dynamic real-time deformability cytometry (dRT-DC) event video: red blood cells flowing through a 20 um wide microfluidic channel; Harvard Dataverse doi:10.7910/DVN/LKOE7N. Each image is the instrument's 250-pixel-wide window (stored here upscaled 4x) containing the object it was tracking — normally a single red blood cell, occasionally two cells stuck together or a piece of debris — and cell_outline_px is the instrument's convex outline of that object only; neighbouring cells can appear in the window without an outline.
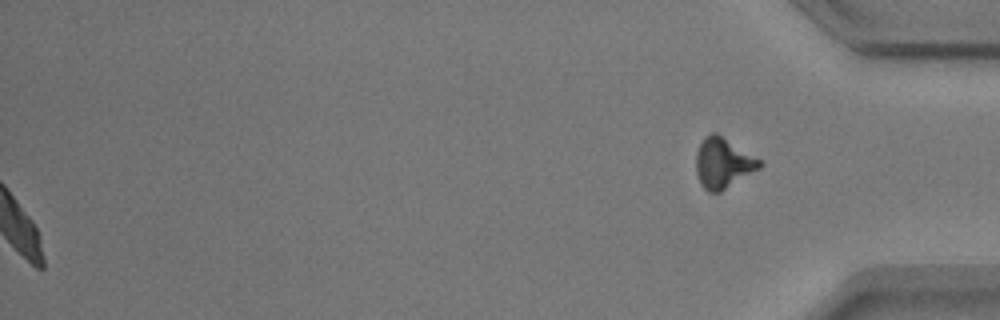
{"species": "common noctule bat (a hibernating species)", "species_latin": "Nyctalus noctula", "temperature_condition": "warm", "stored_images_in_passage": 56, "segment_of_instrument_passage": [2, 2], "camera_frame_rate_fps": 3000, "um_per_image_px": 0.085, "animal": {"sex": "male", "body_mass_g": 17.9}, "frame": {"image": 1, "passage_image": 56, "time_ms": 18.333, "image_size_px": [1000, 320], "cell_outline_px": [[764, 164], [760, 168], [720, 192], [708, 192], [700, 184], [696, 172], [696, 152], [704, 136], [712, 132], [716, 132], [760, 160]], "centroid_in_image_um": [61.43, 13.86], "position_along_channel_um": 373.8, "area_um2": 18.5}}